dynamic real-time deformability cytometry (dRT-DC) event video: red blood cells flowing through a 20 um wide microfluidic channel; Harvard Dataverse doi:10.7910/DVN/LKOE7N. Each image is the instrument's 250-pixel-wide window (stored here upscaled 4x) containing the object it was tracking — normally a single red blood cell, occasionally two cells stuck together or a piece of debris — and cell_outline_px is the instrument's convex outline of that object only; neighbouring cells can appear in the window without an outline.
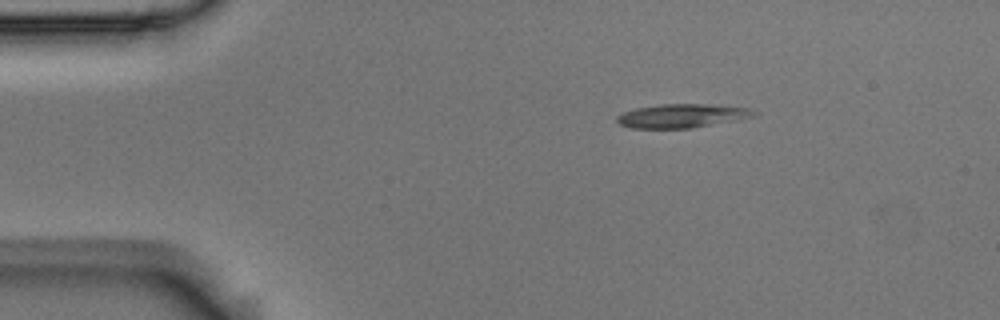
{"species": "Egyptian fruit bat (a non-hibernating species)", "species_latin": "Rousettus aegyptiacus", "temperature_condition": "room temperature", "stored_images_in_passage": 3, "camera_frame_rate_fps": 3000, "um_per_image_px": 0.085, "animal": {"sex": "male"}, "frame": {"image": 1, "passage_image": 1, "time_ms": 0.0, "image_size_px": [1000, 320], "cell_outline_px": [[760, 116], [692, 128], [628, 128], [620, 124], [616, 120], [616, 116], [624, 112], [636, 108], [660, 104], [712, 104], [748, 108], [760, 112]], "centroid_in_image_um": [58.04, 9.84], "position_along_channel_um": 27.0, "area_um2": 19.25}}
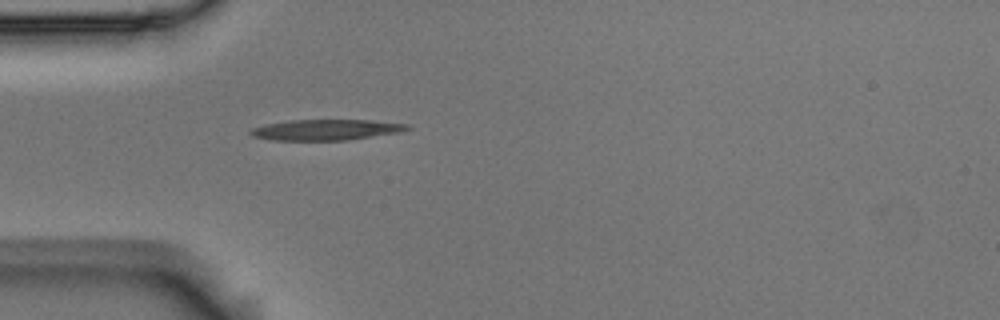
{"frame": {"image": 2, "passage_image": 3, "time_ms": 0.667, "image_size_px": [1000, 320], "cell_outline_px": [[412, 128], [400, 132], [348, 140], [272, 140], [252, 136], [248, 132], [252, 128], [264, 124], [288, 120], [372, 120], [408, 124]], "centroid_in_image_um": [27.7, 11.03], "position_along_channel_um": 57.3, "area_um2": 19.02}}